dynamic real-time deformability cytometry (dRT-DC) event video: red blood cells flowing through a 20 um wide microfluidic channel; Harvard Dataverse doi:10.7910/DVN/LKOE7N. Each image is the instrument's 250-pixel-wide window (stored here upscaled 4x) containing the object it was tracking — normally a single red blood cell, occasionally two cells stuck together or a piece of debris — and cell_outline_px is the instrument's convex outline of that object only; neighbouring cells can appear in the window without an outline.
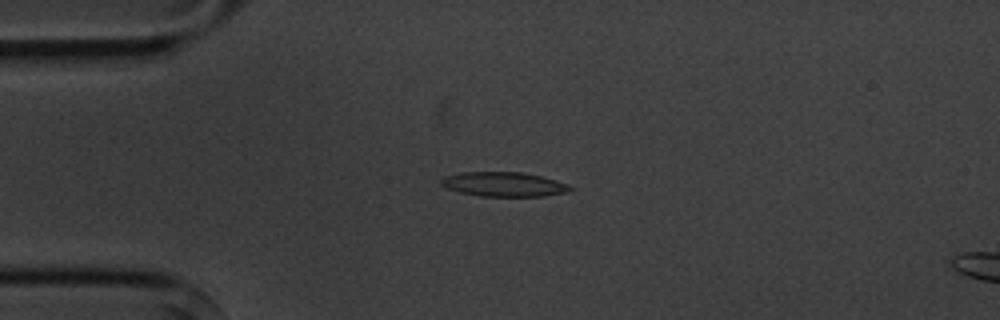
{"species": "common noctule bat (a hibernating species)", "species_latin": "Nyctalus noctula", "temperature_condition": "cold", "stored_images_in_passage": 9, "camera_frame_rate_fps": 3000, "um_per_image_px": 0.085, "animal": {"sex": "male", "body_mass_g": 20.1, "forearm_length_mm": 53.5}, "frame": {"image": 1, "passage_image": 3, "time_ms": 2.333, "image_size_px": [1000, 320], "cell_outline_px": [[576, 188], [568, 192], [544, 196], [480, 196], [460, 192], [448, 188], [440, 184], [440, 180], [444, 176], [460, 172], [520, 172], [540, 176], [556, 180], [568, 184]], "centroid_in_image_um": [42.85, 15.66], "position_along_channel_um": 42.2, "area_um2": 18.44}}
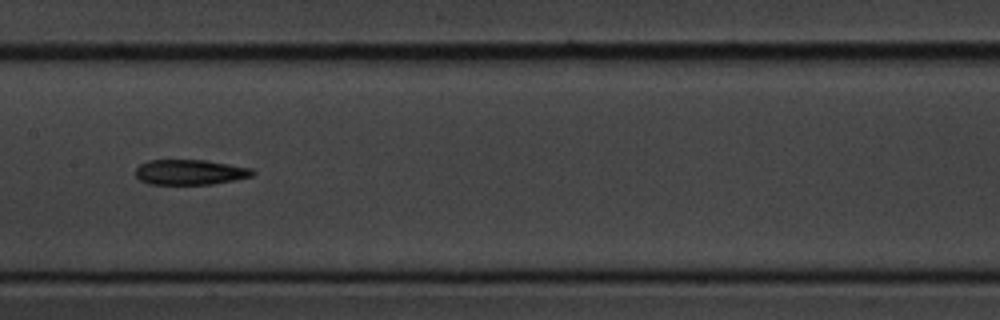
{"frame": {"image": 2, "passage_image": 7, "time_ms": 7.0, "image_size_px": [1000, 320], "cell_outline_px": [[256, 172], [252, 176], [212, 184], [148, 184], [140, 180], [136, 176], [136, 168], [140, 164], [148, 160], [204, 160], [252, 168]], "centroid_in_image_um": [16.13, 14.63], "position_along_channel_um": 191.3, "area_um2": 17.11}}
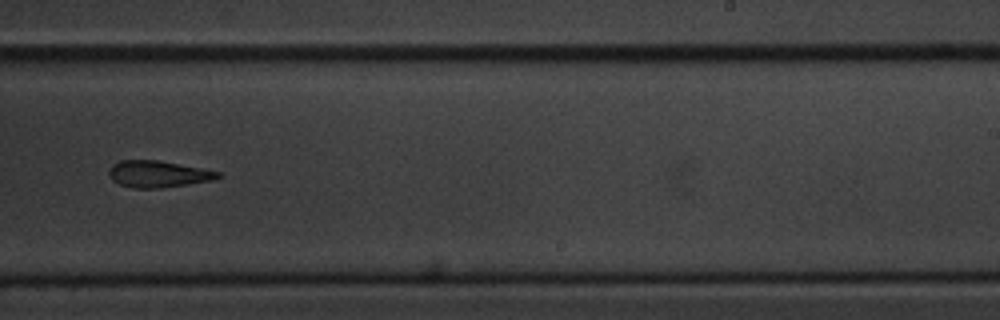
{"frame": {"image": 3, "passage_image": 9, "time_ms": 9.333, "image_size_px": [1000, 320], "cell_outline_px": [[220, 176], [212, 180], [188, 184], [160, 188], [132, 188], [120, 184], [112, 180], [108, 176], [108, 172], [112, 164], [120, 160], [156, 160], [200, 168], [220, 172]], "centroid_in_image_um": [13.37, 14.79], "position_along_channel_um": 275.6, "area_um2": 16.76}}